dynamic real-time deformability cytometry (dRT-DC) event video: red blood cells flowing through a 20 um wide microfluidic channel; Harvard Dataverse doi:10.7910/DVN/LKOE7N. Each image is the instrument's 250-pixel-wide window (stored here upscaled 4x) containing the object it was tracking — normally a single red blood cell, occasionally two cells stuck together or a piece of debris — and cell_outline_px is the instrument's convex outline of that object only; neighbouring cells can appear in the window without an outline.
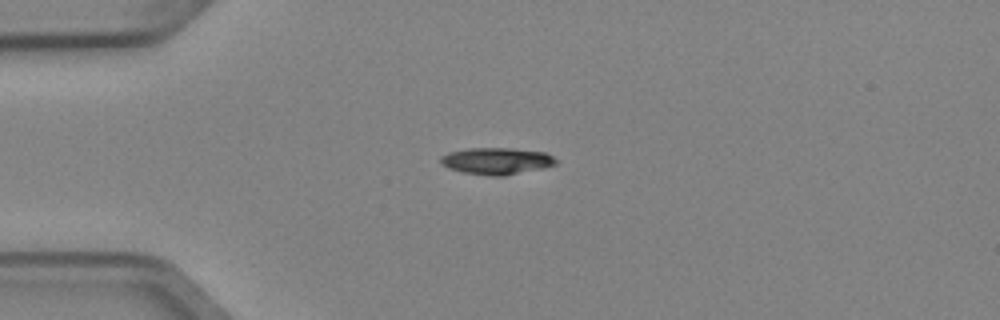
{"species": "Egyptian fruit bat (a non-hibernating species)", "species_latin": "Rousettus aegyptiacus", "temperature_condition": "cold", "stored_images_in_passage": 3, "camera_frame_rate_fps": 3000, "um_per_image_px": 0.085, "animal": {"sex": "female"}, "frame": {"image": 1, "passage_image": 1, "time_ms": 0.0, "image_size_px": [1000, 320], "cell_outline_px": [[556, 164], [540, 168], [504, 176], [488, 176], [464, 172], [448, 168], [440, 164], [440, 156], [448, 152], [468, 148], [512, 148], [544, 152], [552, 156], [556, 160]], "centroid_in_image_um": [42.15, 13.68], "position_along_channel_um": 42.9, "area_um2": 17.92}}
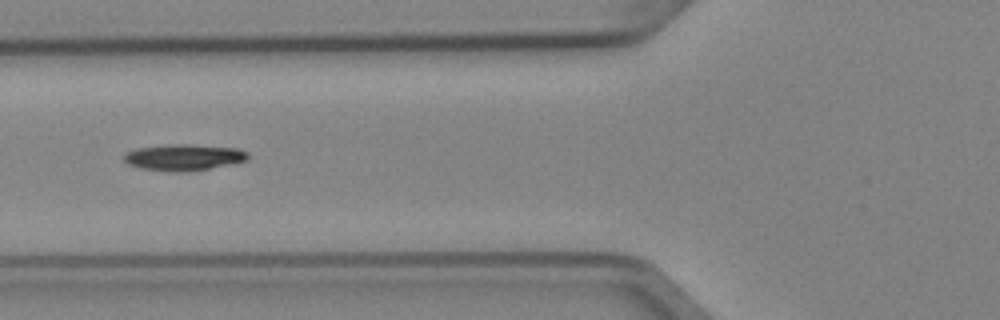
{"frame": {"image": 2, "passage_image": 3, "time_ms": 0.667, "image_size_px": [1000, 320], "cell_outline_px": [[248, 160], [208, 168], [180, 172], [176, 172], [140, 168], [128, 164], [124, 160], [124, 156], [128, 152], [136, 148], [172, 144], [188, 144], [240, 148], [248, 152]], "centroid_in_image_um": [15.63, 13.36], "position_along_channel_um": 110.2, "area_um2": 18.79}}